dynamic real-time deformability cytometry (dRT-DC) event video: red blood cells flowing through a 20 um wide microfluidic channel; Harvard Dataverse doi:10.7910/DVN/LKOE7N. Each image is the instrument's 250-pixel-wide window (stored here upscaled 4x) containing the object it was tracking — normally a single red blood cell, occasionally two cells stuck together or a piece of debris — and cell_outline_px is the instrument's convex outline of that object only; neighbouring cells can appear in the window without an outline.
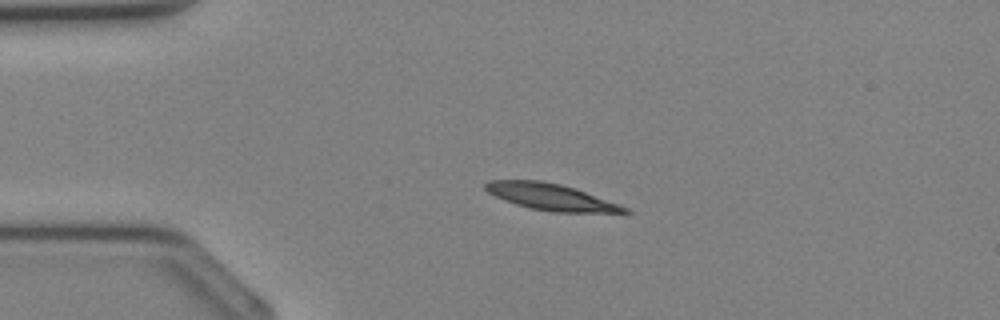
{"species": "Egyptian fruit bat (a non-hibernating species)", "species_latin": "Rousettus aegyptiacus", "temperature_condition": "cold", "stored_images_in_passage": 33, "camera_frame_rate_fps": 3000, "um_per_image_px": 0.085, "animal": {"sex": "female"}, "frame": {"image": 1, "passage_image": 5, "time_ms": 1.333, "image_size_px": [1000, 320], "cell_outline_px": [[632, 212], [552, 212], [528, 208], [516, 204], [496, 196], [488, 192], [484, 188], [484, 184], [488, 180], [540, 180], [560, 184], [576, 188], [620, 204], [628, 208]], "centroid_in_image_um": [46.83, 16.73], "position_along_channel_um": 38.2, "area_um2": 21.44}}
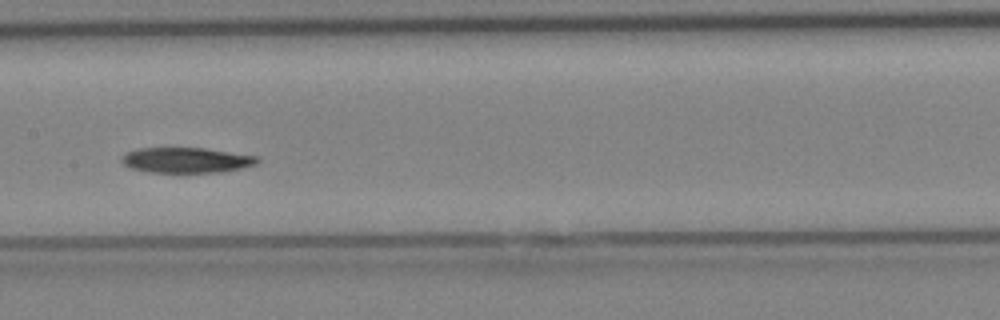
{"frame": {"image": 2, "passage_image": 15, "time_ms": 4.667, "image_size_px": [1000, 320], "cell_outline_px": [[260, 160], [256, 164], [224, 172], [148, 172], [132, 168], [124, 164], [120, 160], [120, 156], [128, 152], [140, 148], [204, 148], [260, 156]], "centroid_in_image_um": [15.86, 13.61], "position_along_channel_um": 191.5, "area_um2": 20.06}}
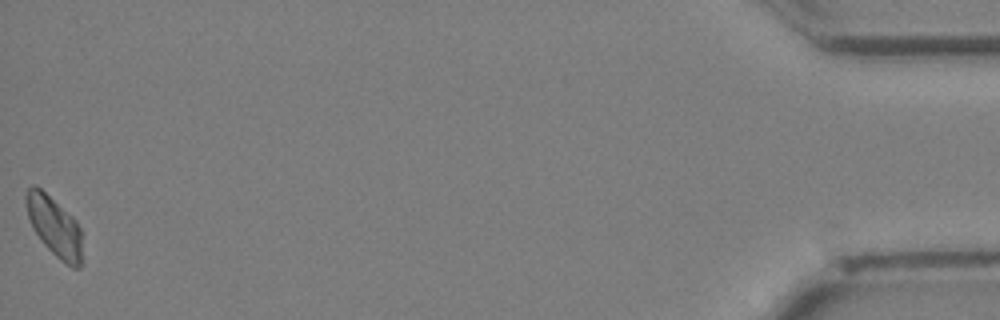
{"frame": {"image": 3, "passage_image": 33, "time_ms": 10.667, "image_size_px": [1000, 320], "cell_outline_px": [[84, 264], [80, 268], [72, 268], [60, 260], [44, 244], [32, 228], [28, 216], [24, 200], [24, 192], [32, 184], [36, 184], [72, 216], [76, 220], [80, 228]], "centroid_in_image_um": [4.64, 19.27], "position_along_channel_um": 430.6, "area_um2": 20.0}}